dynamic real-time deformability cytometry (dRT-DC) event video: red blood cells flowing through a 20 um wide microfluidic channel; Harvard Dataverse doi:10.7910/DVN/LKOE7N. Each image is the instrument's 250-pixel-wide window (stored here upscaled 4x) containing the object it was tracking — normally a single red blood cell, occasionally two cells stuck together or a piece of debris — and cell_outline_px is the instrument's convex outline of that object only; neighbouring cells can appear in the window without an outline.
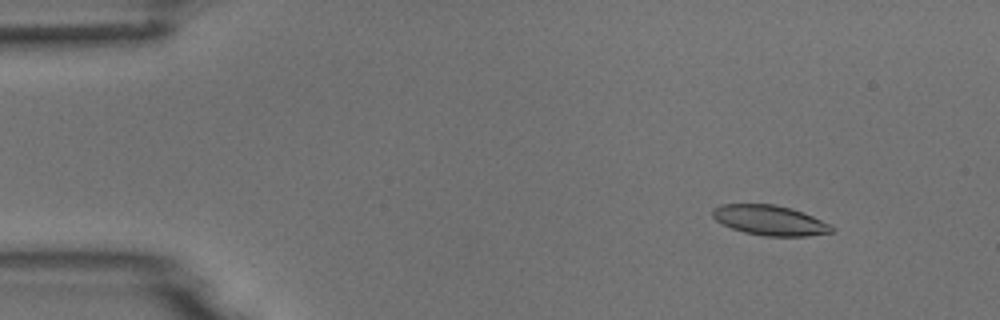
{"species": "common noctule bat (a hibernating species)", "species_latin": "Nyctalus noctula", "temperature_condition": "room temperature", "stored_images_in_passage": 4, "camera_frame_rate_fps": 3000, "um_per_image_px": 0.085, "animal": {"sex": "male", "body_mass_g": 18.8}, "frame": {"image": 1, "passage_image": 1, "time_ms": 0.0, "image_size_px": [1000, 320], "cell_outline_px": [[836, 228], [832, 232], [808, 236], [764, 236], [744, 232], [732, 228], [716, 220], [712, 216], [712, 208], [720, 204], [776, 204], [792, 208], [804, 212]], "centroid_in_image_um": [65.43, 18.71], "position_along_channel_um": 19.6, "area_um2": 20.87}}
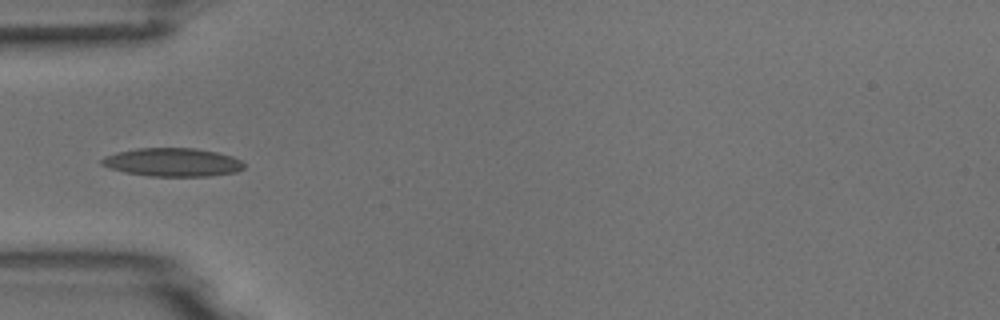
{"frame": {"image": 2, "passage_image": 4, "time_ms": 3.667, "image_size_px": [1000, 320], "cell_outline_px": [[244, 168], [236, 172], [208, 176], [152, 176], [124, 172], [108, 168], [100, 164], [100, 160], [104, 156], [116, 152], [136, 148], [196, 148], [216, 152], [232, 156], [240, 160], [244, 164]], "centroid_in_image_um": [14.63, 13.79], "position_along_channel_um": 70.4, "area_um2": 23.64}}